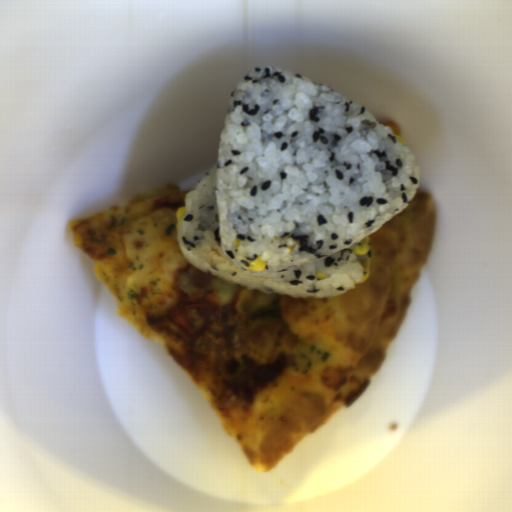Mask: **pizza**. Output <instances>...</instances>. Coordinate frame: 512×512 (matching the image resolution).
Returning a JSON list of instances; mask_svg holds the SVG:
<instances>
[{
	"instance_id": "pizza-1",
	"label": "pizza",
	"mask_w": 512,
	"mask_h": 512,
	"mask_svg": "<svg viewBox=\"0 0 512 512\" xmlns=\"http://www.w3.org/2000/svg\"><path fill=\"white\" fill-rule=\"evenodd\" d=\"M368 237V279L326 298L264 293L188 261L174 270L170 289L176 306L204 299L219 309L247 290L251 326L280 333L275 358L247 364L244 377L234 382L195 351V338L173 326L170 311L147 317L143 337L160 343L178 363L260 472L272 471L308 435L351 406L385 362L436 237L431 191L417 189L403 211Z\"/></svg>"
},
{
	"instance_id": "pizza-3",
	"label": "pizza",
	"mask_w": 512,
	"mask_h": 512,
	"mask_svg": "<svg viewBox=\"0 0 512 512\" xmlns=\"http://www.w3.org/2000/svg\"><path fill=\"white\" fill-rule=\"evenodd\" d=\"M379 123H381L384 126H390L391 130L393 131V133L395 135H398V136L401 137V128H400L399 124H397L396 122H394V121H382V122H379Z\"/></svg>"
},
{
	"instance_id": "pizza-2",
	"label": "pizza",
	"mask_w": 512,
	"mask_h": 512,
	"mask_svg": "<svg viewBox=\"0 0 512 512\" xmlns=\"http://www.w3.org/2000/svg\"><path fill=\"white\" fill-rule=\"evenodd\" d=\"M194 189L166 183L149 192H140L133 200L74 220L69 224L72 242L94 263L104 257L122 262L126 259L122 236L129 224L155 209L177 212L179 207H185L186 195Z\"/></svg>"
}]
</instances>
